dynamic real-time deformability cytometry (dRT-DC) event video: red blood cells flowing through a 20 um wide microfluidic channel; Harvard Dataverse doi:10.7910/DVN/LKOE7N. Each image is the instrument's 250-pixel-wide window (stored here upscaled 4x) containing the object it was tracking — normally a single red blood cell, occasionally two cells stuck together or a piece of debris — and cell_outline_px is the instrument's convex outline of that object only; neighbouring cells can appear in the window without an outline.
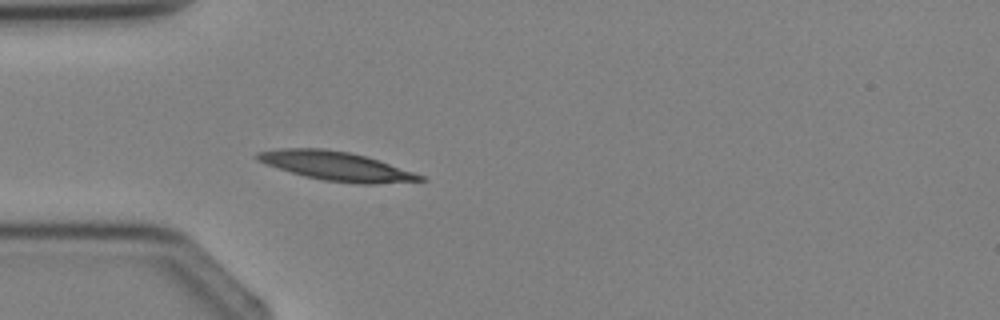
{"species": "Egyptian fruit bat (a non-hibernating species)", "species_latin": "Rousettus aegyptiacus", "temperature_condition": "cold", "stored_images_in_passage": 4, "camera_frame_rate_fps": 3000, "um_per_image_px": 0.085, "animal": {"sex": "female"}, "frame": {"image": 1, "passage_image": 4, "time_ms": 4.333, "image_size_px": [1000, 320], "cell_outline_px": [[428, 180], [376, 184], [360, 184], [324, 180], [304, 176], [256, 160], [252, 156], [256, 152], [280, 148], [324, 148], [348, 152], [364, 156], [424, 176]], "centroid_in_image_um": [28.53, 14.11], "position_along_channel_um": 56.5, "area_um2": 27.11}}